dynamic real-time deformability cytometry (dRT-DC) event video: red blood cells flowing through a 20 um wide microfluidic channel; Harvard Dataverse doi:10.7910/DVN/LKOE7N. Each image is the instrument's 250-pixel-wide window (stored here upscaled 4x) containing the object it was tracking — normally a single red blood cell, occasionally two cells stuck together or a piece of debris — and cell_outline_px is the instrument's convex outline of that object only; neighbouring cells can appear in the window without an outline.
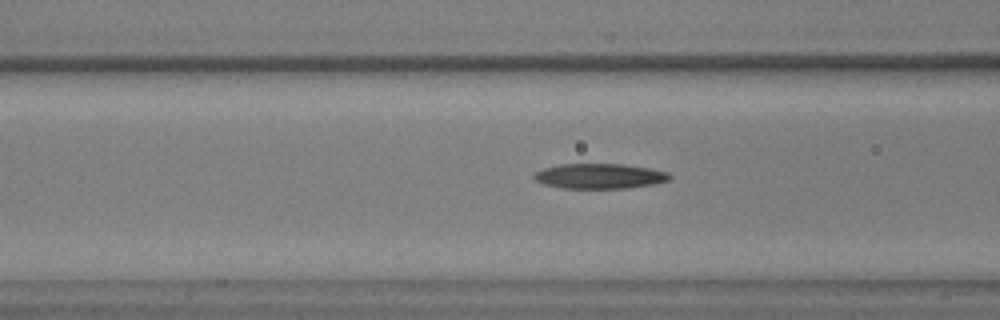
{"species": "common noctule bat (a hibernating species)", "species_latin": "Nyctalus noctula", "temperature_condition": "warm", "stored_images_in_passage": 25, "camera_frame_rate_fps": 3000, "um_per_image_px": 0.085, "animal": {"sex": "male", "body_mass_g": 17.9, "forearm_length_mm": 54.2}, "frame": {"image": 1, "passage_image": 8, "time_ms": 2.333, "image_size_px": [1000, 320], "cell_outline_px": [[672, 176], [668, 180], [652, 184], [624, 188], [560, 188], [544, 184], [536, 180], [532, 176], [536, 172], [544, 168], [560, 164], [624, 164], [652, 168], [668, 172]], "centroid_in_image_um": [50.97, 14.96], "position_along_channel_um": 115.6, "area_um2": 19.77}}
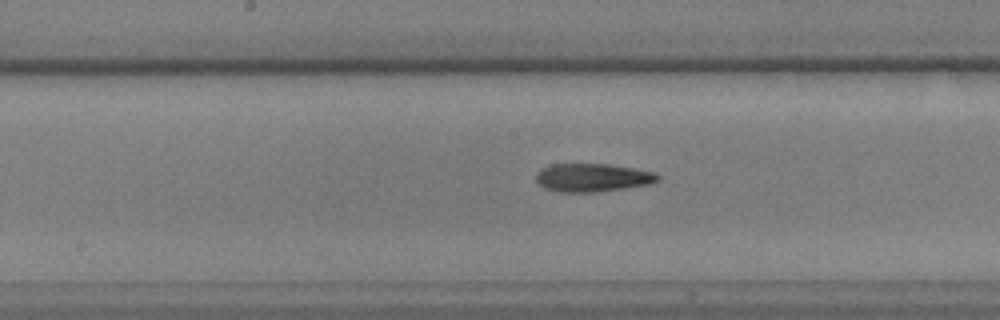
{"frame": {"image": 2, "passage_image": 15, "time_ms": 4.667, "image_size_px": [1000, 320], "cell_outline_px": [[660, 180], [648, 184], [624, 188], [592, 192], [560, 192], [544, 188], [536, 180], [536, 172], [540, 168], [552, 164], [608, 164], [656, 172], [660, 176]], "centroid_in_image_um": [50.34, 15.09], "position_along_channel_um": 197.9, "area_um2": 20.0}}